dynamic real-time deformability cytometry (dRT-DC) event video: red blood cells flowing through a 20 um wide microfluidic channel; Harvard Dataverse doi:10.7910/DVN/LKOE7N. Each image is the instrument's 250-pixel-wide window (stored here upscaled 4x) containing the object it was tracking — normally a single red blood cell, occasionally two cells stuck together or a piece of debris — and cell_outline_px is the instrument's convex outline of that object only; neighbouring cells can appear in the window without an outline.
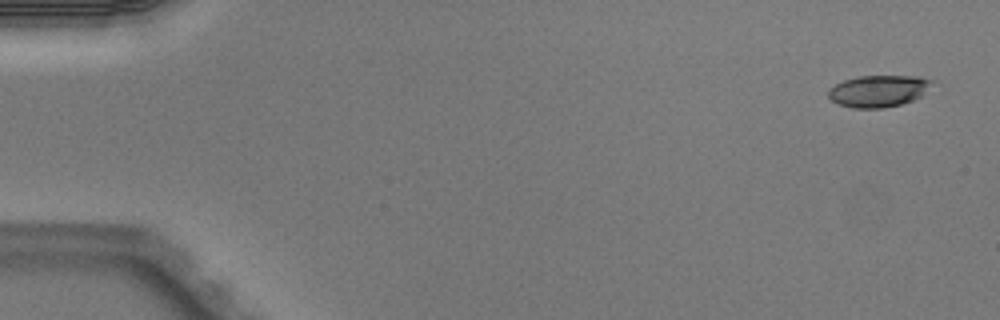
{"species": "Egyptian fruit bat (a non-hibernating species)", "species_latin": "Rousettus aegyptiacus", "temperature_condition": "warm", "stored_images_in_passage": 5, "camera_frame_rate_fps": 3000, "um_per_image_px": 0.085, "animal": {"sex": "male"}, "frame": {"image": 1, "passage_image": 1, "time_ms": 0.0, "image_size_px": [1000, 320], "cell_outline_px": [[932, 80], [920, 96], [912, 100], [900, 104], [884, 108], [852, 108], [836, 104], [828, 96], [828, 88], [844, 80], [856, 76], [920, 76]], "centroid_in_image_um": [74.58, 7.74], "position_along_channel_um": 10.4, "area_um2": 19.02}}
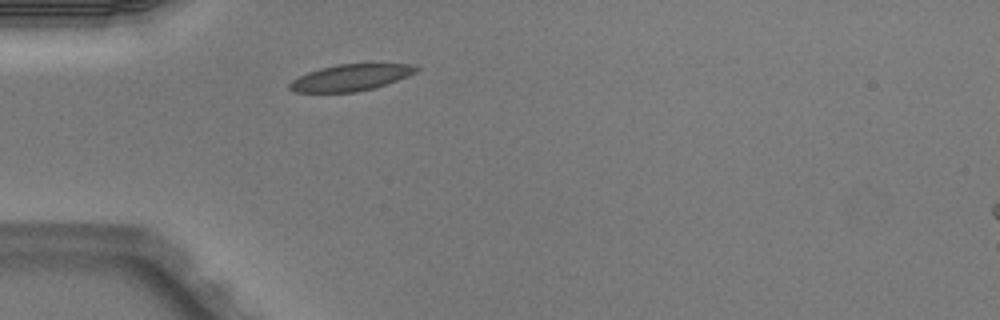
{"frame": {"image": 2, "passage_image": 5, "time_ms": 1.333, "image_size_px": [1000, 320], "cell_outline_px": [[420, 68], [416, 72], [408, 76], [372, 88], [356, 92], [296, 92], [288, 88], [288, 84], [292, 80], [308, 72], [320, 68], [340, 64], [412, 64]], "centroid_in_image_um": [29.79, 6.59], "position_along_channel_um": 55.2, "area_um2": 19.25}}